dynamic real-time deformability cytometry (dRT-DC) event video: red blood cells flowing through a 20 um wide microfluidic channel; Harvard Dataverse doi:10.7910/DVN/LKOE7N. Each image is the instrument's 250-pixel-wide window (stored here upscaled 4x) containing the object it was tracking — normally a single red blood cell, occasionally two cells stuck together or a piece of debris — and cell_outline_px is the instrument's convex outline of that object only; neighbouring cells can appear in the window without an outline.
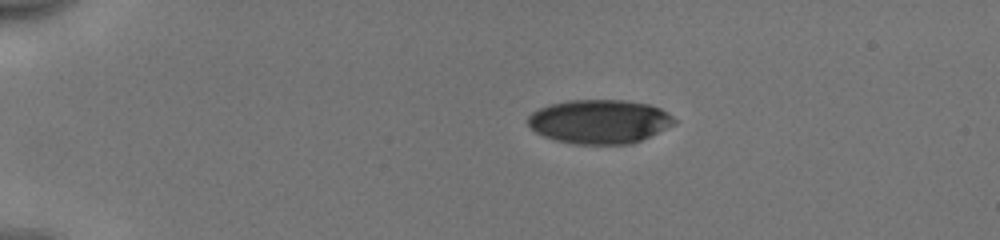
{"species": "human", "species_latin": "Homo sapiens", "temperature_condition": "cold", "stored_images_in_passage": 42, "camera_frame_rate_fps": 3000, "um_per_image_px": 0.085, "donor": {"sex": "male"}, "frame": {"image": 1, "passage_image": 1, "time_ms": 0.0, "image_size_px": [1000, 240], "cell_outline_px": [[676, 124], [632, 144], [572, 144], [556, 140], [544, 136], [536, 132], [528, 124], [528, 116], [532, 112], [540, 108], [552, 104], [568, 100], [624, 100], [648, 104], [660, 108], [668, 112], [676, 120]], "centroid_in_image_um": [50.98, 10.33], "position_along_channel_um": 34.0, "area_um2": 37.51}}
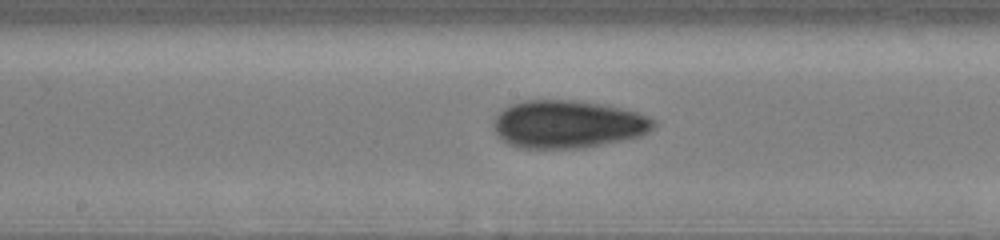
{"frame": {"image": 2, "passage_image": 19, "time_ms": 6.0, "image_size_px": [1000, 240], "cell_outline_px": [[656, 124], [648, 132], [640, 136], [584, 148], [524, 148], [508, 144], [492, 128], [492, 124], [496, 116], [508, 104], [524, 100], [572, 100], [600, 104], [620, 108], [636, 112], [648, 116], [656, 120]], "centroid_in_image_um": [48.24, 10.55], "position_along_channel_um": 200.0, "area_um2": 44.51}}
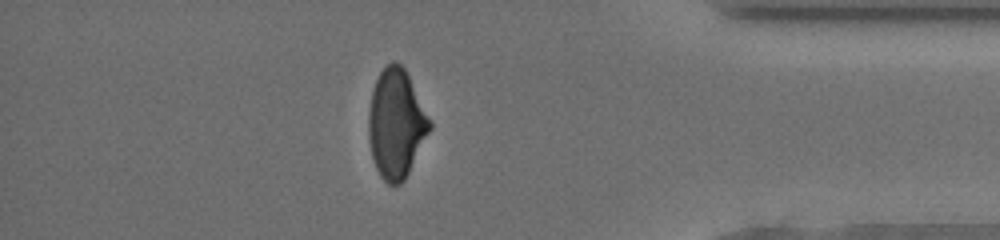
{"frame": {"image": 3, "passage_image": 36, "time_ms": 11.667, "image_size_px": [1000, 240], "cell_outline_px": [[432, 128], [404, 180], [400, 184], [388, 184], [380, 176], [376, 168], [372, 156], [368, 140], [368, 112], [372, 92], [376, 80], [380, 72], [392, 60], [396, 60], [404, 68], [432, 124]], "centroid_in_image_um": [33.65, 10.53], "position_along_channel_um": 401.5, "area_um2": 38.49}, "authors_computed_cell_mechanics": {"area_um2": 41.2403, "velocity_mm_per_s": 3.984, "shape_relaxation_time_tau1_ms": 4.031, "shape_relaxation_time_tau2_ms": 2.4819, "deformation_change_tau1": 0.1428, "deformation_change_tau2": 0.0792}}